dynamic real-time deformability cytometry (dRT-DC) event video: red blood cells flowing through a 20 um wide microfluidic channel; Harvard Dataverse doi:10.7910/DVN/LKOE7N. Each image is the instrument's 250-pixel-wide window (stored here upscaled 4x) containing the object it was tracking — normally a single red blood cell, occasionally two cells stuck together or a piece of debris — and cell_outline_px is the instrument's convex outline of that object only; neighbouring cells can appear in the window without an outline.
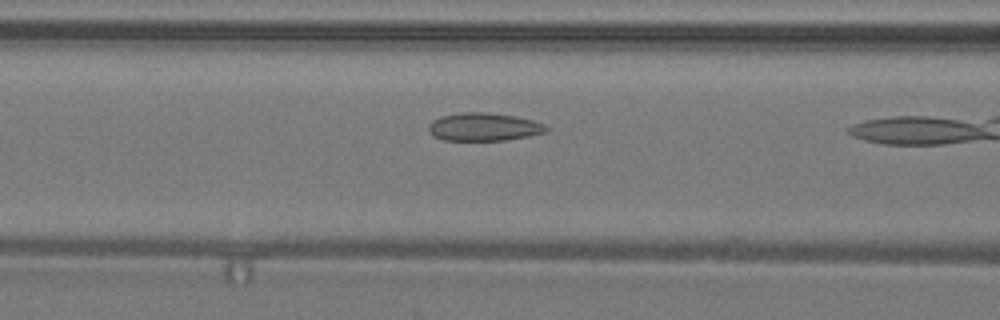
{"species": "common noctule bat (a hibernating species)", "species_latin": "Nyctalus noctula", "temperature_condition": "warm", "stored_images_in_passage": 14, "camera_frame_rate_fps": 3000, "um_per_image_px": 0.085, "animal": {"sex": "male", "body_mass_g": 19.2, "forearm_length_mm": 51.8}, "frame": {"image": 1, "passage_image": 5, "time_ms": 1.333, "image_size_px": [1000, 320], "cell_outline_px": [[552, 128], [548, 132], [528, 136], [504, 140], [444, 140], [432, 136], [428, 132], [428, 124], [432, 120], [444, 116], [464, 112], [484, 112], [512, 116], [532, 120], [544, 124]], "centroid_in_image_um": [41.13, 10.8], "position_along_channel_um": 125.5, "area_um2": 19.19}}
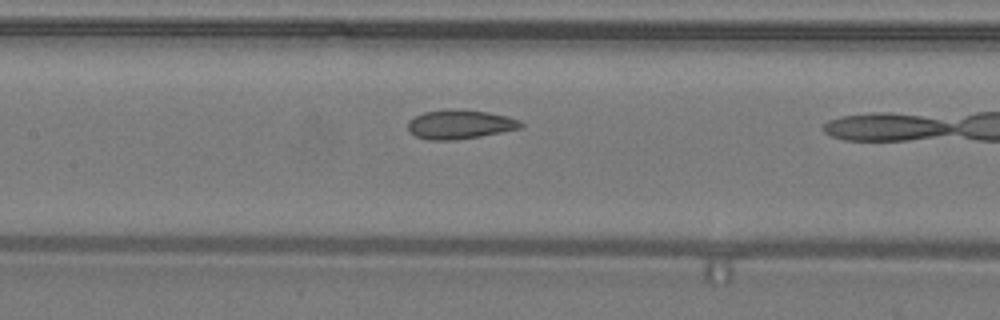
{"frame": {"image": 2, "passage_image": 8, "time_ms": 2.333, "image_size_px": [1000, 320], "cell_outline_px": [[524, 128], [480, 136], [456, 140], [428, 140], [416, 136], [408, 132], [408, 120], [424, 112], [444, 108], [448, 108], [488, 112], [508, 116], [520, 120], [524, 124]], "centroid_in_image_um": [39.1, 10.57], "position_along_channel_um": 168.3, "area_um2": 19.48}}
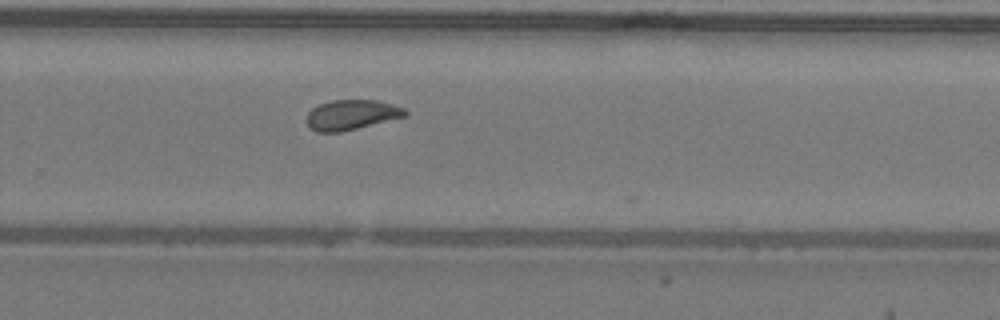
{"frame": {"image": 3, "passage_image": 13, "time_ms": 4.0, "image_size_px": [1000, 320], "cell_outline_px": [[408, 116], [340, 132], [316, 132], [304, 120], [308, 112], [312, 108], [320, 104], [332, 100], [376, 100], [392, 104], [404, 108], [408, 112]], "centroid_in_image_um": [29.88, 9.76], "position_along_channel_um": 299.9, "area_um2": 17.28}}